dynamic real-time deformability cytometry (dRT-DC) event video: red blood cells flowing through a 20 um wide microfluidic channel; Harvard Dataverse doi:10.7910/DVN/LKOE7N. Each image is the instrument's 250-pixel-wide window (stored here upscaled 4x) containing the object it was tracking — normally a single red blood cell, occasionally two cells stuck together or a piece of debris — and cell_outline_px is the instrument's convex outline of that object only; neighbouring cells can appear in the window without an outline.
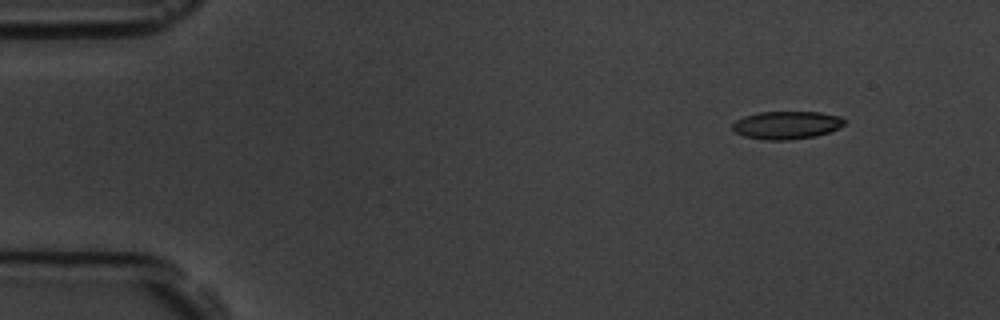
{"species": "common noctule bat (a hibernating species)", "species_latin": "Nyctalus noctula", "temperature_condition": "room temperature", "stored_images_in_passage": 4, "camera_frame_rate_fps": 3000, "um_per_image_px": 0.085, "animal": {"sex": "male", "body_mass_g": 19.5, "forearm_length_mm": 54.6}, "frame": {"image": 1, "passage_image": 1, "time_ms": 0.0, "image_size_px": [1000, 320], "cell_outline_px": [[844, 124], [828, 132], [816, 136], [792, 140], [768, 140], [744, 136], [736, 132], [732, 128], [732, 124], [736, 120], [744, 116], [760, 112], [820, 112], [840, 116], [844, 120]], "centroid_in_image_um": [66.84, 10.63], "position_along_channel_um": 18.2, "area_um2": 18.09}}
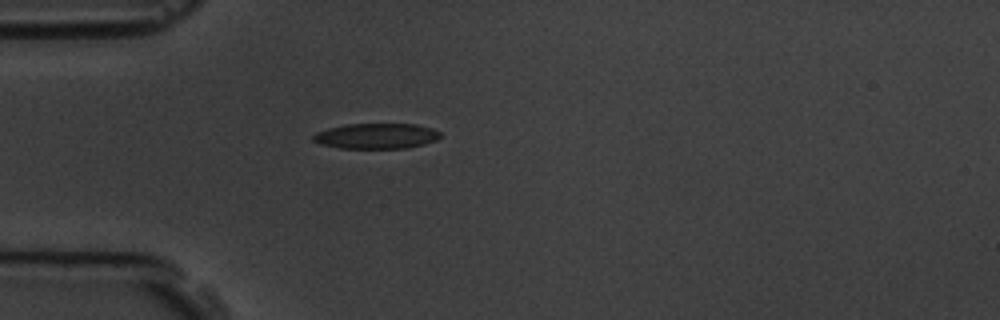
{"frame": {"image": 2, "passage_image": 4, "time_ms": 3.333, "image_size_px": [1000, 320], "cell_outline_px": [[440, 136], [436, 140], [424, 144], [408, 148], [340, 148], [320, 144], [312, 140], [312, 136], [316, 132], [328, 128], [344, 124], [416, 124], [432, 128], [440, 132]], "centroid_in_image_um": [31.97, 11.56], "position_along_channel_um": 53.0, "area_um2": 18.9}}